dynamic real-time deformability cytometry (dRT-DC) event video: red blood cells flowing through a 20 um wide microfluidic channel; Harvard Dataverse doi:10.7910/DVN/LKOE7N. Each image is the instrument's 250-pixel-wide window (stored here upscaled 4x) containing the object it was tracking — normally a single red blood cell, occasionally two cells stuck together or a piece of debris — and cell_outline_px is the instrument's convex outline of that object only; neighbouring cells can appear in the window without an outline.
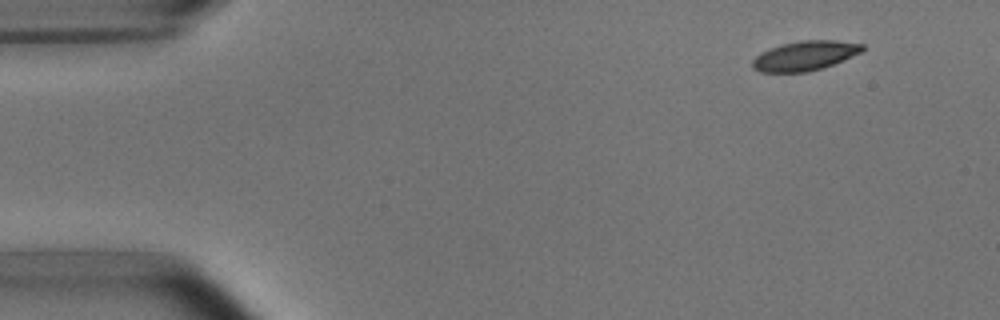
{"species": "common noctule bat (a hibernating species)", "species_latin": "Nyctalus noctula", "temperature_condition": "room temperature", "stored_images_in_passage": 49, "camera_frame_rate_fps": 3000, "um_per_image_px": 0.085, "animal": {"sex": "male", "body_mass_g": 15.6}, "frame": {"image": 1, "passage_image": 1, "time_ms": 0.0, "image_size_px": [1000, 320], "cell_outline_px": [[864, 48], [860, 52], [852, 56], [832, 64], [808, 72], [760, 72], [752, 68], [752, 60], [756, 56], [772, 48], [784, 44], [800, 40], [836, 40], [864, 44]], "centroid_in_image_um": [68.41, 4.74], "position_along_channel_um": 16.6, "area_um2": 18.61}}
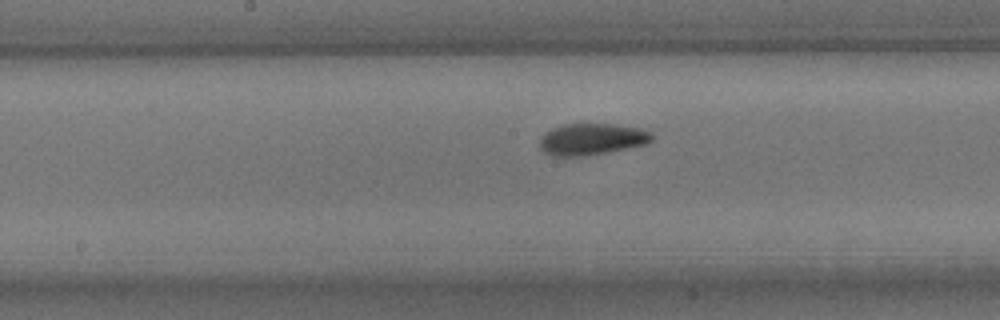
{"frame": {"image": 2, "passage_image": 23, "time_ms": 7.333, "image_size_px": [1000, 320], "cell_outline_px": [[652, 140], [648, 144], [608, 152], [584, 156], [552, 156], [544, 152], [540, 148], [540, 136], [544, 132], [552, 128], [564, 124], [616, 124], [640, 128], [652, 132]], "centroid_in_image_um": [50.3, 11.83], "position_along_channel_um": 197.9, "area_um2": 20.87}}
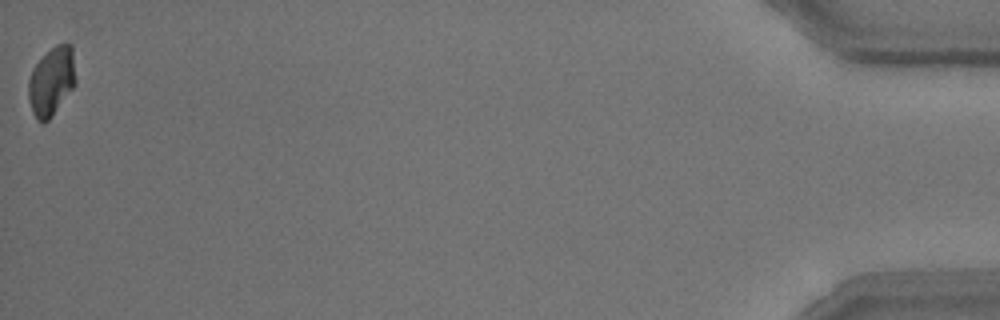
{"frame": {"image": 3, "passage_image": 49, "time_ms": 16.0, "image_size_px": [1000, 320], "cell_outline_px": [[76, 84], [52, 116], [44, 124], [36, 120], [32, 112], [28, 96], [28, 80], [32, 68], [56, 44], [72, 44], [76, 80]], "centroid_in_image_um": [4.38, 6.94], "position_along_channel_um": 430.8, "area_um2": 18.96}, "authors_computed_cell_mechanics": {"area_um2": 19.7098, "velocity_mm_per_s": 3.7708, "shape_relaxation_time_tau1_ms": 2.3616, "shape_relaxation_time_tau2_ms": 2.9126, "deformation_change_tau1": 0.1163, "deformation_change_tau2": 0.0638}}